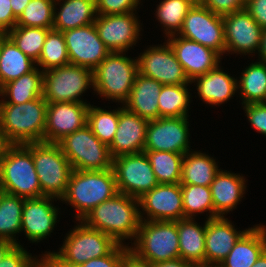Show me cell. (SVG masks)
Returning <instances> with one entry per match:
<instances>
[{
	"label": "cell",
	"mask_w": 266,
	"mask_h": 267,
	"mask_svg": "<svg viewBox=\"0 0 266 267\" xmlns=\"http://www.w3.org/2000/svg\"><path fill=\"white\" fill-rule=\"evenodd\" d=\"M35 63L7 36L2 42L0 53V88L32 71L37 66Z\"/></svg>",
	"instance_id": "cell-32"
},
{
	"label": "cell",
	"mask_w": 266,
	"mask_h": 267,
	"mask_svg": "<svg viewBox=\"0 0 266 267\" xmlns=\"http://www.w3.org/2000/svg\"><path fill=\"white\" fill-rule=\"evenodd\" d=\"M188 84L163 85L158 98L159 117H188Z\"/></svg>",
	"instance_id": "cell-36"
},
{
	"label": "cell",
	"mask_w": 266,
	"mask_h": 267,
	"mask_svg": "<svg viewBox=\"0 0 266 267\" xmlns=\"http://www.w3.org/2000/svg\"><path fill=\"white\" fill-rule=\"evenodd\" d=\"M121 267H153V263L140 258L129 248L124 254Z\"/></svg>",
	"instance_id": "cell-50"
},
{
	"label": "cell",
	"mask_w": 266,
	"mask_h": 267,
	"mask_svg": "<svg viewBox=\"0 0 266 267\" xmlns=\"http://www.w3.org/2000/svg\"><path fill=\"white\" fill-rule=\"evenodd\" d=\"M62 33L70 64L94 70L110 53L100 39L94 23Z\"/></svg>",
	"instance_id": "cell-15"
},
{
	"label": "cell",
	"mask_w": 266,
	"mask_h": 267,
	"mask_svg": "<svg viewBox=\"0 0 266 267\" xmlns=\"http://www.w3.org/2000/svg\"><path fill=\"white\" fill-rule=\"evenodd\" d=\"M43 71L35 67L18 79L4 84L0 88V95L4 98L0 104H22L42 96ZM6 100V101H5Z\"/></svg>",
	"instance_id": "cell-31"
},
{
	"label": "cell",
	"mask_w": 266,
	"mask_h": 267,
	"mask_svg": "<svg viewBox=\"0 0 266 267\" xmlns=\"http://www.w3.org/2000/svg\"><path fill=\"white\" fill-rule=\"evenodd\" d=\"M177 35L213 49L221 57L225 53L223 16L203 5H194L188 11Z\"/></svg>",
	"instance_id": "cell-12"
},
{
	"label": "cell",
	"mask_w": 266,
	"mask_h": 267,
	"mask_svg": "<svg viewBox=\"0 0 266 267\" xmlns=\"http://www.w3.org/2000/svg\"><path fill=\"white\" fill-rule=\"evenodd\" d=\"M190 1L193 5H203L204 0H188Z\"/></svg>",
	"instance_id": "cell-60"
},
{
	"label": "cell",
	"mask_w": 266,
	"mask_h": 267,
	"mask_svg": "<svg viewBox=\"0 0 266 267\" xmlns=\"http://www.w3.org/2000/svg\"><path fill=\"white\" fill-rule=\"evenodd\" d=\"M119 122V107L115 110H104L100 107L89 106L87 125L94 135L108 146L112 143Z\"/></svg>",
	"instance_id": "cell-41"
},
{
	"label": "cell",
	"mask_w": 266,
	"mask_h": 267,
	"mask_svg": "<svg viewBox=\"0 0 266 267\" xmlns=\"http://www.w3.org/2000/svg\"><path fill=\"white\" fill-rule=\"evenodd\" d=\"M143 152L146 153L159 184L180 183L184 154L169 151Z\"/></svg>",
	"instance_id": "cell-35"
},
{
	"label": "cell",
	"mask_w": 266,
	"mask_h": 267,
	"mask_svg": "<svg viewBox=\"0 0 266 267\" xmlns=\"http://www.w3.org/2000/svg\"><path fill=\"white\" fill-rule=\"evenodd\" d=\"M6 37L7 34L5 32H0V53H1L2 42Z\"/></svg>",
	"instance_id": "cell-59"
},
{
	"label": "cell",
	"mask_w": 266,
	"mask_h": 267,
	"mask_svg": "<svg viewBox=\"0 0 266 267\" xmlns=\"http://www.w3.org/2000/svg\"><path fill=\"white\" fill-rule=\"evenodd\" d=\"M2 191L25 199L43 197L31 143L11 144L0 162Z\"/></svg>",
	"instance_id": "cell-4"
},
{
	"label": "cell",
	"mask_w": 266,
	"mask_h": 267,
	"mask_svg": "<svg viewBox=\"0 0 266 267\" xmlns=\"http://www.w3.org/2000/svg\"><path fill=\"white\" fill-rule=\"evenodd\" d=\"M225 53L249 55L259 50L263 29L246 9L223 16ZM247 53V54H246Z\"/></svg>",
	"instance_id": "cell-18"
},
{
	"label": "cell",
	"mask_w": 266,
	"mask_h": 267,
	"mask_svg": "<svg viewBox=\"0 0 266 267\" xmlns=\"http://www.w3.org/2000/svg\"><path fill=\"white\" fill-rule=\"evenodd\" d=\"M11 144L8 142V140L6 139V136L4 135V133L0 130V162L3 159L8 147Z\"/></svg>",
	"instance_id": "cell-55"
},
{
	"label": "cell",
	"mask_w": 266,
	"mask_h": 267,
	"mask_svg": "<svg viewBox=\"0 0 266 267\" xmlns=\"http://www.w3.org/2000/svg\"><path fill=\"white\" fill-rule=\"evenodd\" d=\"M242 104L266 103V63L254 62L246 67L237 81Z\"/></svg>",
	"instance_id": "cell-33"
},
{
	"label": "cell",
	"mask_w": 266,
	"mask_h": 267,
	"mask_svg": "<svg viewBox=\"0 0 266 267\" xmlns=\"http://www.w3.org/2000/svg\"><path fill=\"white\" fill-rule=\"evenodd\" d=\"M91 85H94L93 70L68 64L43 72L42 96L47 103H87L80 96Z\"/></svg>",
	"instance_id": "cell-9"
},
{
	"label": "cell",
	"mask_w": 266,
	"mask_h": 267,
	"mask_svg": "<svg viewBox=\"0 0 266 267\" xmlns=\"http://www.w3.org/2000/svg\"><path fill=\"white\" fill-rule=\"evenodd\" d=\"M1 180H0V194L2 193Z\"/></svg>",
	"instance_id": "cell-61"
},
{
	"label": "cell",
	"mask_w": 266,
	"mask_h": 267,
	"mask_svg": "<svg viewBox=\"0 0 266 267\" xmlns=\"http://www.w3.org/2000/svg\"><path fill=\"white\" fill-rule=\"evenodd\" d=\"M118 193L113 168L101 171L72 170L65 195L78 212L75 218L82 220L94 207L113 198Z\"/></svg>",
	"instance_id": "cell-2"
},
{
	"label": "cell",
	"mask_w": 266,
	"mask_h": 267,
	"mask_svg": "<svg viewBox=\"0 0 266 267\" xmlns=\"http://www.w3.org/2000/svg\"><path fill=\"white\" fill-rule=\"evenodd\" d=\"M163 84L138 73L124 107L148 121L159 118L158 98Z\"/></svg>",
	"instance_id": "cell-24"
},
{
	"label": "cell",
	"mask_w": 266,
	"mask_h": 267,
	"mask_svg": "<svg viewBox=\"0 0 266 267\" xmlns=\"http://www.w3.org/2000/svg\"><path fill=\"white\" fill-rule=\"evenodd\" d=\"M49 31L42 27L15 26L6 34L25 55L37 62Z\"/></svg>",
	"instance_id": "cell-38"
},
{
	"label": "cell",
	"mask_w": 266,
	"mask_h": 267,
	"mask_svg": "<svg viewBox=\"0 0 266 267\" xmlns=\"http://www.w3.org/2000/svg\"><path fill=\"white\" fill-rule=\"evenodd\" d=\"M13 244L7 240L0 239V261Z\"/></svg>",
	"instance_id": "cell-56"
},
{
	"label": "cell",
	"mask_w": 266,
	"mask_h": 267,
	"mask_svg": "<svg viewBox=\"0 0 266 267\" xmlns=\"http://www.w3.org/2000/svg\"><path fill=\"white\" fill-rule=\"evenodd\" d=\"M193 265L180 257L153 264V267H192Z\"/></svg>",
	"instance_id": "cell-52"
},
{
	"label": "cell",
	"mask_w": 266,
	"mask_h": 267,
	"mask_svg": "<svg viewBox=\"0 0 266 267\" xmlns=\"http://www.w3.org/2000/svg\"><path fill=\"white\" fill-rule=\"evenodd\" d=\"M259 61L266 63V29L263 30L260 48L258 50Z\"/></svg>",
	"instance_id": "cell-54"
},
{
	"label": "cell",
	"mask_w": 266,
	"mask_h": 267,
	"mask_svg": "<svg viewBox=\"0 0 266 267\" xmlns=\"http://www.w3.org/2000/svg\"><path fill=\"white\" fill-rule=\"evenodd\" d=\"M112 168L118 193L139 199L159 184L145 152L113 158Z\"/></svg>",
	"instance_id": "cell-11"
},
{
	"label": "cell",
	"mask_w": 266,
	"mask_h": 267,
	"mask_svg": "<svg viewBox=\"0 0 266 267\" xmlns=\"http://www.w3.org/2000/svg\"><path fill=\"white\" fill-rule=\"evenodd\" d=\"M199 98L207 104L219 105L228 101L238 90L237 79L225 73L219 64L206 74L196 77Z\"/></svg>",
	"instance_id": "cell-27"
},
{
	"label": "cell",
	"mask_w": 266,
	"mask_h": 267,
	"mask_svg": "<svg viewBox=\"0 0 266 267\" xmlns=\"http://www.w3.org/2000/svg\"><path fill=\"white\" fill-rule=\"evenodd\" d=\"M184 218H193L197 213L209 211V217H219L214 210L209 186L181 185Z\"/></svg>",
	"instance_id": "cell-37"
},
{
	"label": "cell",
	"mask_w": 266,
	"mask_h": 267,
	"mask_svg": "<svg viewBox=\"0 0 266 267\" xmlns=\"http://www.w3.org/2000/svg\"><path fill=\"white\" fill-rule=\"evenodd\" d=\"M58 199L50 196L25 199L21 232H25L26 238L34 242H40L54 230L58 217V209L52 202ZM53 200V201H52Z\"/></svg>",
	"instance_id": "cell-21"
},
{
	"label": "cell",
	"mask_w": 266,
	"mask_h": 267,
	"mask_svg": "<svg viewBox=\"0 0 266 267\" xmlns=\"http://www.w3.org/2000/svg\"><path fill=\"white\" fill-rule=\"evenodd\" d=\"M180 258L192 265L205 263V224L200 226L194 218L177 221Z\"/></svg>",
	"instance_id": "cell-29"
},
{
	"label": "cell",
	"mask_w": 266,
	"mask_h": 267,
	"mask_svg": "<svg viewBox=\"0 0 266 267\" xmlns=\"http://www.w3.org/2000/svg\"><path fill=\"white\" fill-rule=\"evenodd\" d=\"M30 0H10L13 14L18 18Z\"/></svg>",
	"instance_id": "cell-53"
},
{
	"label": "cell",
	"mask_w": 266,
	"mask_h": 267,
	"mask_svg": "<svg viewBox=\"0 0 266 267\" xmlns=\"http://www.w3.org/2000/svg\"><path fill=\"white\" fill-rule=\"evenodd\" d=\"M245 9L263 30L266 29V0H246Z\"/></svg>",
	"instance_id": "cell-48"
},
{
	"label": "cell",
	"mask_w": 266,
	"mask_h": 267,
	"mask_svg": "<svg viewBox=\"0 0 266 267\" xmlns=\"http://www.w3.org/2000/svg\"><path fill=\"white\" fill-rule=\"evenodd\" d=\"M266 250V226L249 228L220 263L222 267H252Z\"/></svg>",
	"instance_id": "cell-26"
},
{
	"label": "cell",
	"mask_w": 266,
	"mask_h": 267,
	"mask_svg": "<svg viewBox=\"0 0 266 267\" xmlns=\"http://www.w3.org/2000/svg\"><path fill=\"white\" fill-rule=\"evenodd\" d=\"M61 1L58 12L56 6ZM53 16V30L60 32L93 24L97 17L96 0H55Z\"/></svg>",
	"instance_id": "cell-28"
},
{
	"label": "cell",
	"mask_w": 266,
	"mask_h": 267,
	"mask_svg": "<svg viewBox=\"0 0 266 267\" xmlns=\"http://www.w3.org/2000/svg\"><path fill=\"white\" fill-rule=\"evenodd\" d=\"M148 122L139 115L128 111L124 106L120 107L117 130L109 145L111 157L143 152Z\"/></svg>",
	"instance_id": "cell-22"
},
{
	"label": "cell",
	"mask_w": 266,
	"mask_h": 267,
	"mask_svg": "<svg viewBox=\"0 0 266 267\" xmlns=\"http://www.w3.org/2000/svg\"><path fill=\"white\" fill-rule=\"evenodd\" d=\"M167 39V43L173 50L190 82L214 69L220 63L221 56L213 49L200 43L188 40L177 34L169 36Z\"/></svg>",
	"instance_id": "cell-20"
},
{
	"label": "cell",
	"mask_w": 266,
	"mask_h": 267,
	"mask_svg": "<svg viewBox=\"0 0 266 267\" xmlns=\"http://www.w3.org/2000/svg\"><path fill=\"white\" fill-rule=\"evenodd\" d=\"M55 0H30L17 18L16 26L53 29Z\"/></svg>",
	"instance_id": "cell-42"
},
{
	"label": "cell",
	"mask_w": 266,
	"mask_h": 267,
	"mask_svg": "<svg viewBox=\"0 0 266 267\" xmlns=\"http://www.w3.org/2000/svg\"><path fill=\"white\" fill-rule=\"evenodd\" d=\"M130 12L126 14L97 15L94 22L100 39L110 52H127L139 39L140 21ZM139 21V22H138Z\"/></svg>",
	"instance_id": "cell-17"
},
{
	"label": "cell",
	"mask_w": 266,
	"mask_h": 267,
	"mask_svg": "<svg viewBox=\"0 0 266 267\" xmlns=\"http://www.w3.org/2000/svg\"><path fill=\"white\" fill-rule=\"evenodd\" d=\"M252 267H266V250L259 256Z\"/></svg>",
	"instance_id": "cell-57"
},
{
	"label": "cell",
	"mask_w": 266,
	"mask_h": 267,
	"mask_svg": "<svg viewBox=\"0 0 266 267\" xmlns=\"http://www.w3.org/2000/svg\"><path fill=\"white\" fill-rule=\"evenodd\" d=\"M124 52H110L93 70L94 91L107 99L124 103L130 95L136 75L138 60Z\"/></svg>",
	"instance_id": "cell-5"
},
{
	"label": "cell",
	"mask_w": 266,
	"mask_h": 267,
	"mask_svg": "<svg viewBox=\"0 0 266 267\" xmlns=\"http://www.w3.org/2000/svg\"><path fill=\"white\" fill-rule=\"evenodd\" d=\"M73 170L101 171L112 168L109 146L101 142L86 124L58 142Z\"/></svg>",
	"instance_id": "cell-8"
},
{
	"label": "cell",
	"mask_w": 266,
	"mask_h": 267,
	"mask_svg": "<svg viewBox=\"0 0 266 267\" xmlns=\"http://www.w3.org/2000/svg\"><path fill=\"white\" fill-rule=\"evenodd\" d=\"M35 170L44 196L61 199L67 190L72 167L58 143H31Z\"/></svg>",
	"instance_id": "cell-6"
},
{
	"label": "cell",
	"mask_w": 266,
	"mask_h": 267,
	"mask_svg": "<svg viewBox=\"0 0 266 267\" xmlns=\"http://www.w3.org/2000/svg\"><path fill=\"white\" fill-rule=\"evenodd\" d=\"M46 111L43 96L22 104H0V130L10 144L44 142Z\"/></svg>",
	"instance_id": "cell-3"
},
{
	"label": "cell",
	"mask_w": 266,
	"mask_h": 267,
	"mask_svg": "<svg viewBox=\"0 0 266 267\" xmlns=\"http://www.w3.org/2000/svg\"><path fill=\"white\" fill-rule=\"evenodd\" d=\"M193 6L188 0H163L159 3L156 17L165 28L167 37L179 33L185 16Z\"/></svg>",
	"instance_id": "cell-40"
},
{
	"label": "cell",
	"mask_w": 266,
	"mask_h": 267,
	"mask_svg": "<svg viewBox=\"0 0 266 267\" xmlns=\"http://www.w3.org/2000/svg\"><path fill=\"white\" fill-rule=\"evenodd\" d=\"M130 248L124 244H118L108 255L90 259L81 264L83 267H121L124 254Z\"/></svg>",
	"instance_id": "cell-45"
},
{
	"label": "cell",
	"mask_w": 266,
	"mask_h": 267,
	"mask_svg": "<svg viewBox=\"0 0 266 267\" xmlns=\"http://www.w3.org/2000/svg\"><path fill=\"white\" fill-rule=\"evenodd\" d=\"M140 0H96L97 15H114L134 12Z\"/></svg>",
	"instance_id": "cell-44"
},
{
	"label": "cell",
	"mask_w": 266,
	"mask_h": 267,
	"mask_svg": "<svg viewBox=\"0 0 266 267\" xmlns=\"http://www.w3.org/2000/svg\"><path fill=\"white\" fill-rule=\"evenodd\" d=\"M165 44L149 47L140 53L137 58L139 73L163 85L191 84L170 45Z\"/></svg>",
	"instance_id": "cell-14"
},
{
	"label": "cell",
	"mask_w": 266,
	"mask_h": 267,
	"mask_svg": "<svg viewBox=\"0 0 266 267\" xmlns=\"http://www.w3.org/2000/svg\"><path fill=\"white\" fill-rule=\"evenodd\" d=\"M178 239L177 221L141 220L130 249L154 264L180 257Z\"/></svg>",
	"instance_id": "cell-7"
},
{
	"label": "cell",
	"mask_w": 266,
	"mask_h": 267,
	"mask_svg": "<svg viewBox=\"0 0 266 267\" xmlns=\"http://www.w3.org/2000/svg\"><path fill=\"white\" fill-rule=\"evenodd\" d=\"M203 6L217 15L225 16L245 9L246 0H204Z\"/></svg>",
	"instance_id": "cell-47"
},
{
	"label": "cell",
	"mask_w": 266,
	"mask_h": 267,
	"mask_svg": "<svg viewBox=\"0 0 266 267\" xmlns=\"http://www.w3.org/2000/svg\"><path fill=\"white\" fill-rule=\"evenodd\" d=\"M138 200L143 211H140L141 220L178 221L184 218L180 183L158 184ZM143 213L147 214V219Z\"/></svg>",
	"instance_id": "cell-16"
},
{
	"label": "cell",
	"mask_w": 266,
	"mask_h": 267,
	"mask_svg": "<svg viewBox=\"0 0 266 267\" xmlns=\"http://www.w3.org/2000/svg\"><path fill=\"white\" fill-rule=\"evenodd\" d=\"M24 201L25 198L13 194H0V239L13 245H20L14 237L21 232Z\"/></svg>",
	"instance_id": "cell-34"
},
{
	"label": "cell",
	"mask_w": 266,
	"mask_h": 267,
	"mask_svg": "<svg viewBox=\"0 0 266 267\" xmlns=\"http://www.w3.org/2000/svg\"><path fill=\"white\" fill-rule=\"evenodd\" d=\"M67 235L62 248L54 253L69 264L80 265L90 259L103 257L118 245L111 236L87 226L81 220Z\"/></svg>",
	"instance_id": "cell-10"
},
{
	"label": "cell",
	"mask_w": 266,
	"mask_h": 267,
	"mask_svg": "<svg viewBox=\"0 0 266 267\" xmlns=\"http://www.w3.org/2000/svg\"><path fill=\"white\" fill-rule=\"evenodd\" d=\"M17 17L13 14L10 0H0V32H9L16 26Z\"/></svg>",
	"instance_id": "cell-49"
},
{
	"label": "cell",
	"mask_w": 266,
	"mask_h": 267,
	"mask_svg": "<svg viewBox=\"0 0 266 267\" xmlns=\"http://www.w3.org/2000/svg\"><path fill=\"white\" fill-rule=\"evenodd\" d=\"M243 107L252 127L266 136V103H251Z\"/></svg>",
	"instance_id": "cell-46"
},
{
	"label": "cell",
	"mask_w": 266,
	"mask_h": 267,
	"mask_svg": "<svg viewBox=\"0 0 266 267\" xmlns=\"http://www.w3.org/2000/svg\"><path fill=\"white\" fill-rule=\"evenodd\" d=\"M90 104L78 102L47 103L44 142L58 143L87 124Z\"/></svg>",
	"instance_id": "cell-19"
},
{
	"label": "cell",
	"mask_w": 266,
	"mask_h": 267,
	"mask_svg": "<svg viewBox=\"0 0 266 267\" xmlns=\"http://www.w3.org/2000/svg\"><path fill=\"white\" fill-rule=\"evenodd\" d=\"M188 117H159L148 122L143 151H190Z\"/></svg>",
	"instance_id": "cell-13"
},
{
	"label": "cell",
	"mask_w": 266,
	"mask_h": 267,
	"mask_svg": "<svg viewBox=\"0 0 266 267\" xmlns=\"http://www.w3.org/2000/svg\"><path fill=\"white\" fill-rule=\"evenodd\" d=\"M36 258L21 245H13L0 261V267H42V259Z\"/></svg>",
	"instance_id": "cell-43"
},
{
	"label": "cell",
	"mask_w": 266,
	"mask_h": 267,
	"mask_svg": "<svg viewBox=\"0 0 266 267\" xmlns=\"http://www.w3.org/2000/svg\"><path fill=\"white\" fill-rule=\"evenodd\" d=\"M40 259H42V267H83L81 264L63 262L54 252H47Z\"/></svg>",
	"instance_id": "cell-51"
},
{
	"label": "cell",
	"mask_w": 266,
	"mask_h": 267,
	"mask_svg": "<svg viewBox=\"0 0 266 267\" xmlns=\"http://www.w3.org/2000/svg\"><path fill=\"white\" fill-rule=\"evenodd\" d=\"M232 224L223 216L206 220L205 263L220 264L248 230L237 231Z\"/></svg>",
	"instance_id": "cell-23"
},
{
	"label": "cell",
	"mask_w": 266,
	"mask_h": 267,
	"mask_svg": "<svg viewBox=\"0 0 266 267\" xmlns=\"http://www.w3.org/2000/svg\"><path fill=\"white\" fill-rule=\"evenodd\" d=\"M245 183L243 175L230 173L227 170H221L216 174L209 187L214 210L218 216L224 217L225 213L236 208L238 202L244 197Z\"/></svg>",
	"instance_id": "cell-25"
},
{
	"label": "cell",
	"mask_w": 266,
	"mask_h": 267,
	"mask_svg": "<svg viewBox=\"0 0 266 267\" xmlns=\"http://www.w3.org/2000/svg\"><path fill=\"white\" fill-rule=\"evenodd\" d=\"M36 64L42 68L43 72L70 64L62 32L52 29L47 33L40 58Z\"/></svg>",
	"instance_id": "cell-39"
},
{
	"label": "cell",
	"mask_w": 266,
	"mask_h": 267,
	"mask_svg": "<svg viewBox=\"0 0 266 267\" xmlns=\"http://www.w3.org/2000/svg\"><path fill=\"white\" fill-rule=\"evenodd\" d=\"M191 152V153H190ZM213 157L199 151L184 154L181 170V185L210 186L221 170Z\"/></svg>",
	"instance_id": "cell-30"
},
{
	"label": "cell",
	"mask_w": 266,
	"mask_h": 267,
	"mask_svg": "<svg viewBox=\"0 0 266 267\" xmlns=\"http://www.w3.org/2000/svg\"><path fill=\"white\" fill-rule=\"evenodd\" d=\"M81 221L111 236L118 244H123L124 239L132 241L141 224L139 200L117 193L94 207Z\"/></svg>",
	"instance_id": "cell-1"
},
{
	"label": "cell",
	"mask_w": 266,
	"mask_h": 267,
	"mask_svg": "<svg viewBox=\"0 0 266 267\" xmlns=\"http://www.w3.org/2000/svg\"><path fill=\"white\" fill-rule=\"evenodd\" d=\"M192 267H222L220 264H213V263H197L194 264Z\"/></svg>",
	"instance_id": "cell-58"
}]
</instances>
